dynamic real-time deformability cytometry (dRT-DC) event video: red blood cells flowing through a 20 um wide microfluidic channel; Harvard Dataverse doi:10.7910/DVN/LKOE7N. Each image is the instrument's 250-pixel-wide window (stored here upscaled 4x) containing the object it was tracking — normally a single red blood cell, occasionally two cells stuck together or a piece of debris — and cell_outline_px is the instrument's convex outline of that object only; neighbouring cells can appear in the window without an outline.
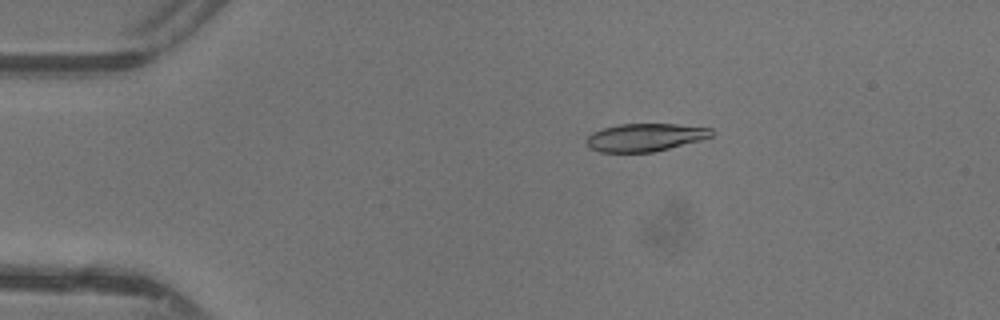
{"species": "common noctule bat (a hibernating species)", "species_latin": "Nyctalus noctula", "temperature_condition": "warm", "stored_images_in_passage": 47, "camera_frame_rate_fps": 3000, "um_per_image_px": 0.085, "animal": {"sex": "female"}, "frame": {"image": 1, "passage_image": 9, "time_ms": 2.667, "image_size_px": [1000, 320], "cell_outline_px": [[716, 132], [712, 136], [700, 140], [652, 152], [600, 152], [588, 148], [584, 140], [592, 132], [604, 128], [620, 124], [676, 124], [712, 128]], "centroid_in_image_um": [54.81, 11.67], "position_along_channel_um": 30.2, "area_um2": 20.35}}
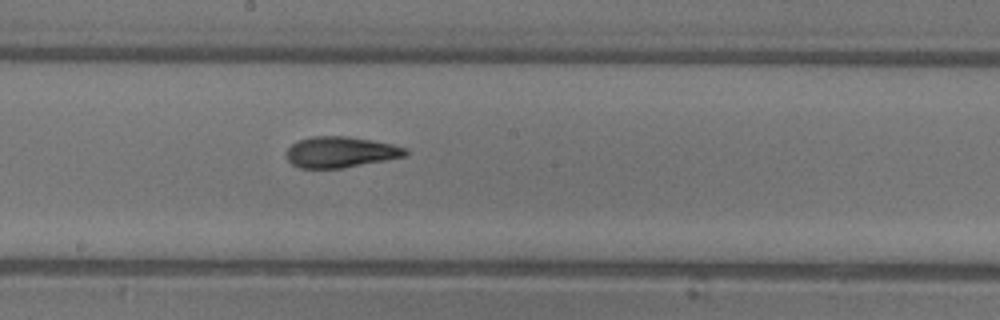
{"frame": {"image": 2, "passage_image": 26, "time_ms": 8.333, "image_size_px": [1000, 320], "cell_outline_px": [[408, 152], [404, 156], [384, 160], [340, 168], [300, 168], [292, 164], [288, 160], [288, 148], [292, 144], [300, 140], [312, 136], [348, 136], [372, 140], [392, 144], [408, 148]], "centroid_in_image_um": [28.95, 12.92], "position_along_channel_um": 219.2, "area_um2": 21.15}}
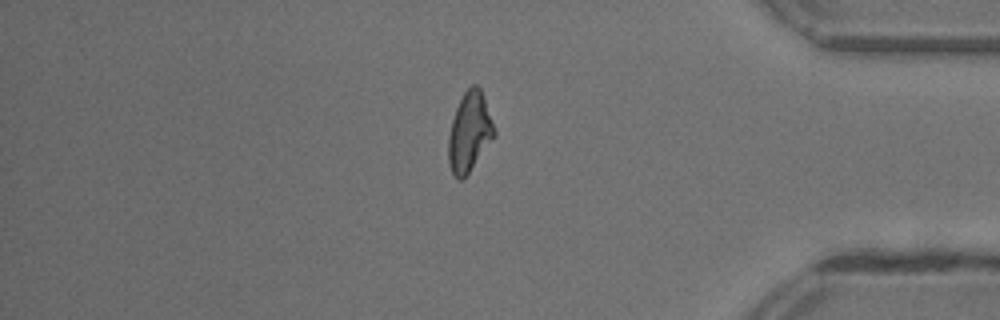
{"frame": {"image": 3, "passage_image": 40, "time_ms": 13.0, "image_size_px": [1000, 320], "cell_outline_px": [[496, 136], [464, 180], [456, 180], [452, 176], [448, 164], [448, 136], [452, 120], [456, 108], [464, 92], [472, 84], [476, 84], [480, 88], [496, 132]], "centroid_in_image_um": [39.89, 11.31], "position_along_channel_um": 395.3, "area_um2": 21.5}, "authors_computed_cell_mechanics": {"area_um2": 21.1548, "velocity_mm_per_s": 4.3799, "shape_relaxation_time_tau1_ms": 6.6894, "shape_relaxation_time_tau2_ms": 2.1542, "deformation_change_tau1": 0.2253, "deformation_change_tau2": 0.0901}}